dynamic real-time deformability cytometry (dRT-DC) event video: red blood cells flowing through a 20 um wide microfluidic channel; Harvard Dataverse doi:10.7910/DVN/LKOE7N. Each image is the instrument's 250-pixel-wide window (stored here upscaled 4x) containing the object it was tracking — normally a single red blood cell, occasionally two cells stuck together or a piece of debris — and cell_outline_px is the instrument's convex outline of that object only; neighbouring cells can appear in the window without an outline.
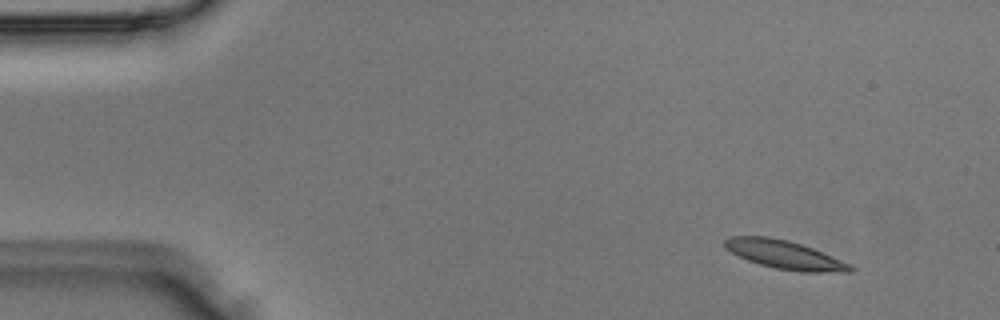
{"species": "Egyptian fruit bat (a non-hibernating species)", "species_latin": "Rousettus aegyptiacus", "temperature_condition": "room temperature", "stored_images_in_passage": 3, "camera_frame_rate_fps": 3000, "um_per_image_px": 0.085, "animal": {"sex": "male"}, "frame": {"image": 1, "passage_image": 1, "time_ms": 0.0, "image_size_px": [1000, 320], "cell_outline_px": [[856, 268], [852, 272], [800, 272], [776, 268], [760, 264], [748, 260], [724, 248], [724, 240], [732, 236], [768, 236], [788, 240], [812, 248], [852, 264]], "centroid_in_image_um": [66.73, 21.66], "position_along_channel_um": 18.3, "area_um2": 20.81}}